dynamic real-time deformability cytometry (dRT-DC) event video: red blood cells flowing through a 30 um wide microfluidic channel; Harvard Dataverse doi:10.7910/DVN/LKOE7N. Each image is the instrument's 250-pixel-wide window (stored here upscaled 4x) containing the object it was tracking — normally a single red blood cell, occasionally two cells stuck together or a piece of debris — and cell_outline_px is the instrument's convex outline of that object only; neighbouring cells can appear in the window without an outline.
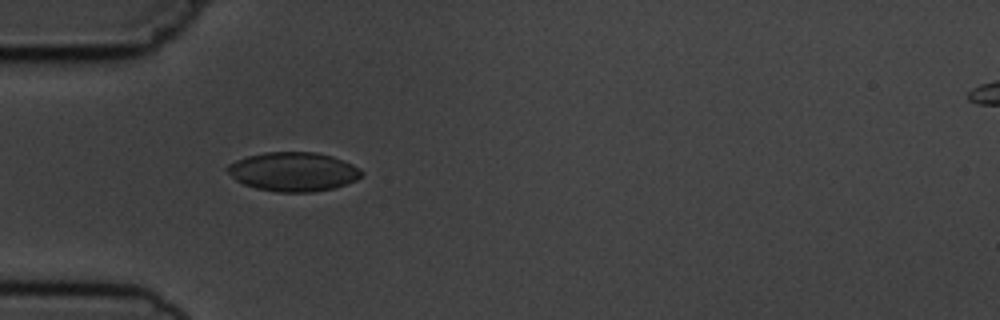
{"species": "common noctule bat (a hibernating species)", "species_latin": "Nyctalus noctula", "temperature_condition": "cold", "stored_images_in_passage": 1, "camera_frame_rate_fps": 3000, "um_per_image_px": 0.085, "animal": {"sex": "male", "body_mass_g": 19.5, "forearm_length_mm": 54.6}, "frame": {"image": 1, "passage_image": 1, "time_ms": 0.0, "image_size_px": [1000, 320], "cell_outline_px": [[364, 172], [356, 180], [332, 188], [312, 192], [276, 192], [256, 188], [244, 184], [236, 180], [224, 168], [228, 164], [236, 160], [248, 156], [264, 152], [316, 152], [332, 156], [344, 160], [360, 168]], "centroid_in_image_um": [24.92, 14.58], "position_along_channel_um": 60.1, "area_um2": 30.52}}